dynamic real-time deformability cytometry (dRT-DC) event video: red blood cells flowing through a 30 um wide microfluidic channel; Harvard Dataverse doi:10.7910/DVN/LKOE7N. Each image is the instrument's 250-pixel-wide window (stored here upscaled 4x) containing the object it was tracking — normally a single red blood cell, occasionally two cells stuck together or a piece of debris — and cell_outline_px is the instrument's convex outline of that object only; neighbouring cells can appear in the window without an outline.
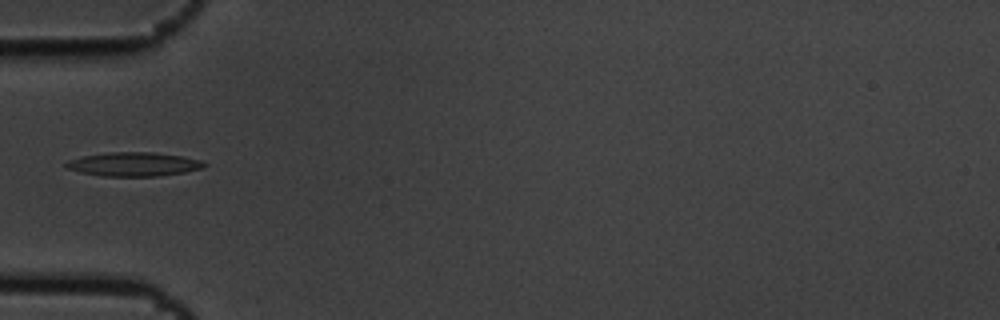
{"species": "common noctule bat (a hibernating species)", "species_latin": "Nyctalus noctula", "temperature_condition": "cold", "stored_images_in_passage": 4, "camera_frame_rate_fps": 3000, "um_per_image_px": 0.085, "animal": {"sex": "male", "body_mass_g": 19.5, "forearm_length_mm": 54.6}, "frame": {"image": 1, "passage_image": 4, "time_ms": 1.0, "image_size_px": [1000, 320], "cell_outline_px": [[208, 164], [200, 168], [184, 172], [156, 176], [100, 176], [80, 172], [68, 168], [64, 164], [68, 160], [84, 156], [108, 152], [152, 152], [184, 156], [200, 160]], "centroid_in_image_um": [11.36, 13.95], "position_along_channel_um": 73.6, "area_um2": 19.13}}